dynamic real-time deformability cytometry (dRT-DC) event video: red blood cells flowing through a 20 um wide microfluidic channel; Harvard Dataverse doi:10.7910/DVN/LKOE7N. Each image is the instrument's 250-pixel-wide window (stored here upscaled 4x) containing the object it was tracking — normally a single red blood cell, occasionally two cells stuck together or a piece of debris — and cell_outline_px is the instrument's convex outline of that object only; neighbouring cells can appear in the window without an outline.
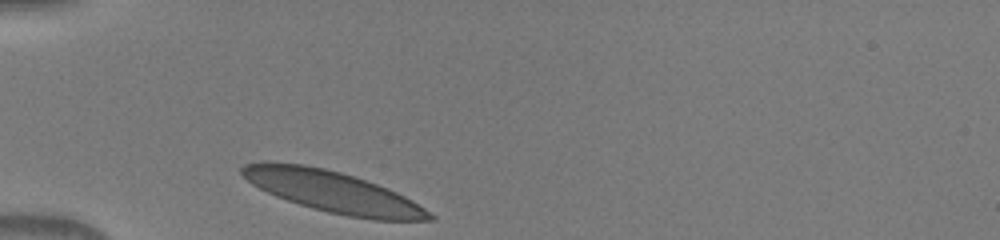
{"species": "human", "species_latin": "Homo sapiens", "temperature_condition": "warm", "stored_images_in_passage": 29, "camera_frame_rate_fps": 3000, "um_per_image_px": 0.085, "donor": {"sex": "male"}, "frame": {"image": 1, "passage_image": 1, "time_ms": 0.0, "image_size_px": [1000, 240], "cell_outline_px": [[436, 220], [372, 220], [348, 216], [328, 212], [312, 208], [276, 196], [252, 184], [240, 172], [240, 168], [244, 164], [304, 164], [324, 168], [340, 172], [388, 188], [412, 200], [436, 216]], "centroid_in_image_um": [28.38, 16.34], "position_along_channel_um": 56.6, "area_um2": 43.99}}
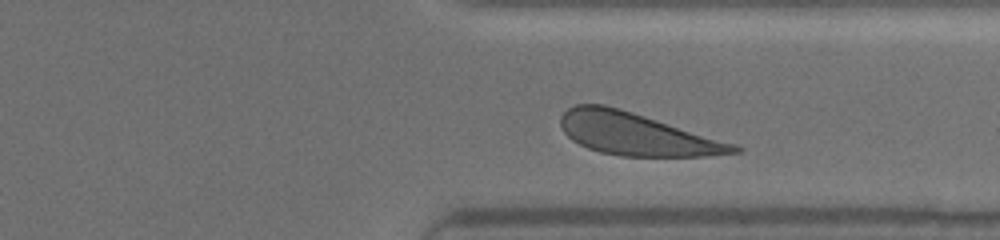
{"frame": {"image": 2, "passage_image": 25, "time_ms": 8.0, "image_size_px": [1000, 240], "cell_outline_px": [[744, 148], [740, 152], [708, 156], [620, 156], [600, 152], [588, 148], [572, 140], [564, 132], [560, 124], [560, 116], [568, 108], [576, 104], [604, 104], [620, 108], [736, 144]], "centroid_in_image_um": [54.1, 11.39], "position_along_channel_um": 357.3, "area_um2": 42.66}}